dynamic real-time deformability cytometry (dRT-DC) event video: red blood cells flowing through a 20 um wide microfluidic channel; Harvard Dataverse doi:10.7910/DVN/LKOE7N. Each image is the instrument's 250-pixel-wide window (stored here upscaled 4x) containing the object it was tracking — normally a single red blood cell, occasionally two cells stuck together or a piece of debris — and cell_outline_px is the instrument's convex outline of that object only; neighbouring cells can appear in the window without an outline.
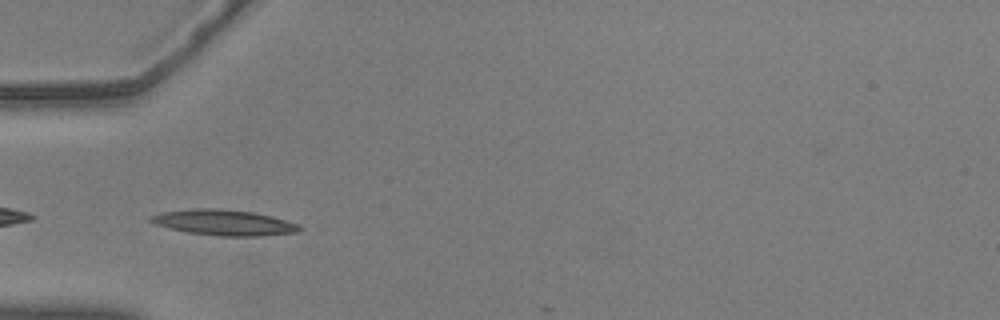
{"species": "common noctule bat (a hibernating species)", "species_latin": "Nyctalus noctula", "temperature_condition": "warm", "stored_images_in_passage": 34, "camera_frame_rate_fps": 3000, "um_per_image_px": 0.085, "animal": {"sex": "male", "body_mass_g": 20.5, "forearm_length_mm": 52.5}, "frame": {"image": 1, "passage_image": 1, "time_ms": 0.0, "image_size_px": [1000, 320], "cell_outline_px": [[304, 228], [300, 232], [260, 236], [220, 236], [188, 232], [168, 228], [156, 224], [148, 220], [148, 216], [160, 212], [192, 208], [220, 208], [252, 212], [272, 216], [300, 224]], "centroid_in_image_um": [19.05, 18.91], "position_along_channel_um": 65.9, "area_um2": 22.54}}
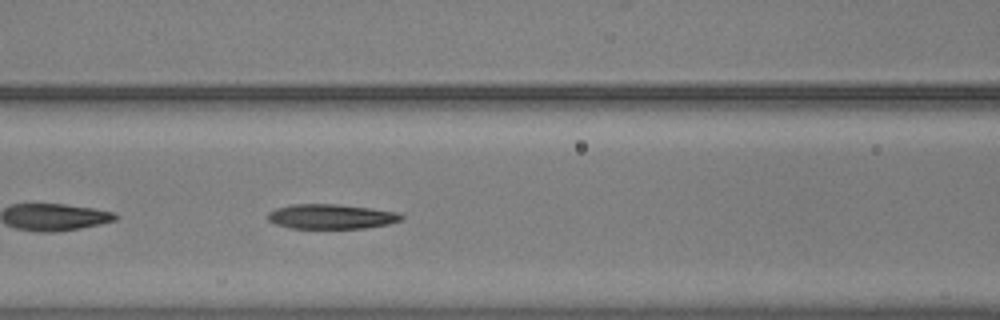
{"frame": {"image": 2, "passage_image": 7, "time_ms": 2.0, "image_size_px": [1000, 320], "cell_outline_px": [[404, 216], [400, 220], [388, 224], [364, 228], [292, 228], [276, 224], [268, 220], [268, 212], [276, 208], [292, 204], [336, 204], [372, 208], [396, 212]], "centroid_in_image_um": [28.13, 18.4], "position_along_channel_um": 138.5, "area_um2": 19.13}}
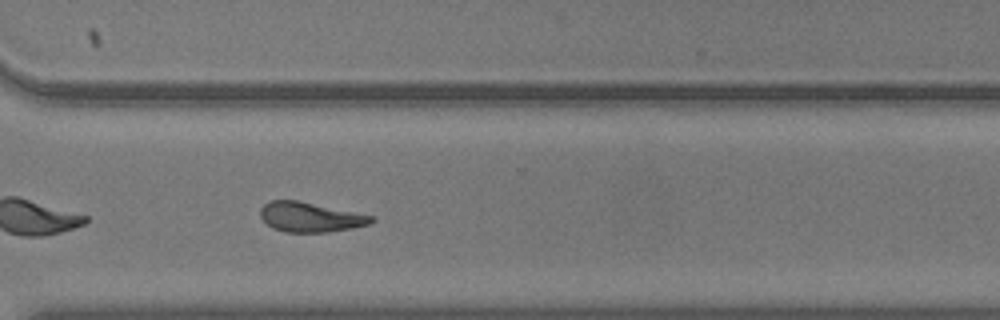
{"frame": {"image": 3, "passage_image": 24, "time_ms": 7.667, "image_size_px": [1000, 320], "cell_outline_px": [[376, 220], [372, 224], [352, 228], [324, 232], [284, 232], [272, 228], [260, 216], [260, 208], [268, 200], [296, 200], [376, 216]], "centroid_in_image_um": [26.4, 18.45], "position_along_channel_um": 344.2, "area_um2": 19.36}, "authors_computed_cell_mechanics": {"area_um2": 19.5942, "velocity_mm_per_s": 3.6423, "shape_relaxation_time_tau1_ms": 6.2524, "shape_relaxation_time_tau2_ms": null, "deformation_change_tau1": 0.2053, "deformation_change_tau2": null}}